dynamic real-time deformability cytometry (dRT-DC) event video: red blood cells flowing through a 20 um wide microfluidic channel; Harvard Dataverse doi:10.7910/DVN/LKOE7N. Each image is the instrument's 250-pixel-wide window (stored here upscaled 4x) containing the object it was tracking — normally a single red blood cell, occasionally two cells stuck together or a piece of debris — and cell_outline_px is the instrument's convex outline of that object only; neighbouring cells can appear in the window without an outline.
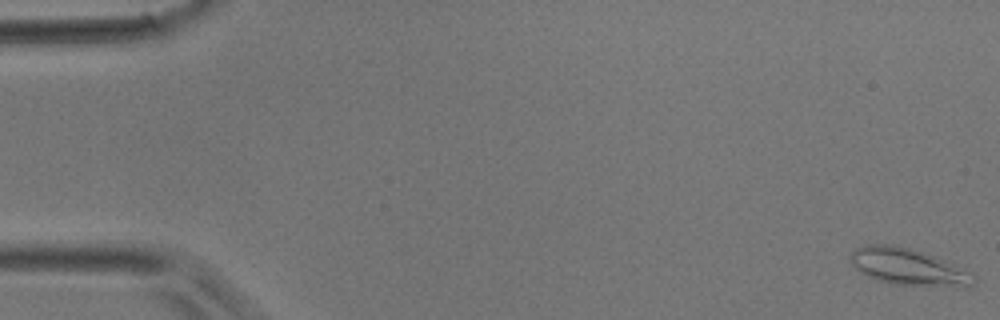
{"species": "common noctule bat (a hibernating species)", "species_latin": "Nyctalus noctula", "temperature_condition": "room temperature", "stored_images_in_passage": 5, "camera_frame_rate_fps": 3000, "um_per_image_px": 0.085, "animal": {"sex": "male", "body_mass_g": 17.9}, "frame": {"image": 1, "passage_image": 5, "time_ms": 1.333, "image_size_px": [1000, 320], "cell_outline_px": [[976, 284], [972, 288], [964, 288], [892, 284], [876, 280], [860, 272], [848, 260], [852, 252], [856, 248], [868, 244], [896, 244], [912, 248], [936, 256], [976, 276]], "centroid_in_image_um": [77.23, 22.7], "position_along_channel_um": 7.8, "area_um2": 26.93}}